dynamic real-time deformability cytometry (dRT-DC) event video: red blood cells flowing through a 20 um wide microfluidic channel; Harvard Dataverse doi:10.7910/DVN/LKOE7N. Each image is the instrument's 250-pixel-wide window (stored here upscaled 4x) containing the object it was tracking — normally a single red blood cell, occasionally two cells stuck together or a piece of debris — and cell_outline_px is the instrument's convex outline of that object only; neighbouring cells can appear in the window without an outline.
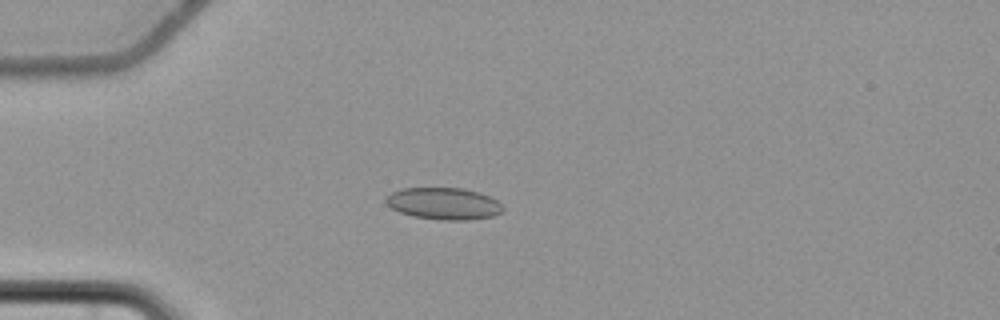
{"species": "common noctule bat (a hibernating species)", "species_latin": "Nyctalus noctula", "temperature_condition": "cold", "stored_images_in_passage": 59, "camera_frame_rate_fps": 3000, "um_per_image_px": 0.085, "animal": {"sex": "female", "body_mass_g": 22.7, "forearm_length_mm": 54.2}, "frame": {"image": 1, "passage_image": 18, "time_ms": 5.667, "image_size_px": [1000, 320], "cell_outline_px": [[504, 212], [492, 216], [468, 220], [440, 220], [412, 216], [400, 212], [392, 208], [384, 200], [392, 192], [400, 188], [464, 188], [480, 192], [496, 200], [504, 208]], "centroid_in_image_um": [37.73, 17.3], "position_along_channel_um": 47.3, "area_um2": 21.79}}
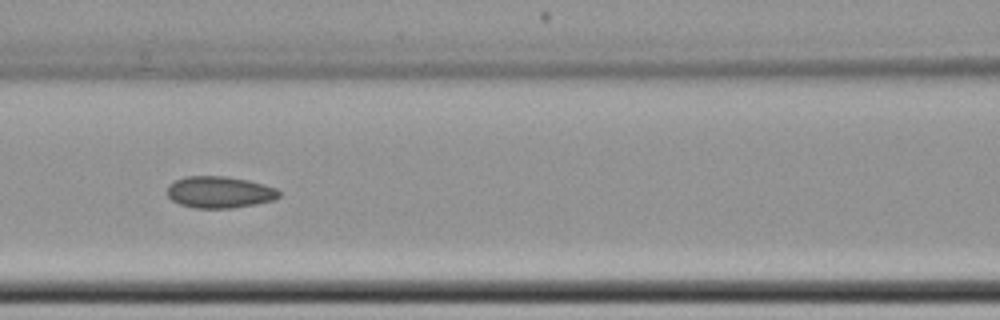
{"frame": {"image": 2, "passage_image": 28, "time_ms": 9.0, "image_size_px": [1000, 320], "cell_outline_px": [[280, 196], [272, 200], [256, 204], [232, 208], [196, 208], [180, 204], [172, 200], [168, 196], [168, 184], [184, 176], [224, 176], [248, 180], [264, 184], [276, 188], [280, 192]], "centroid_in_image_um": [18.66, 16.33], "position_along_channel_um": 147.9, "area_um2": 20.63}}
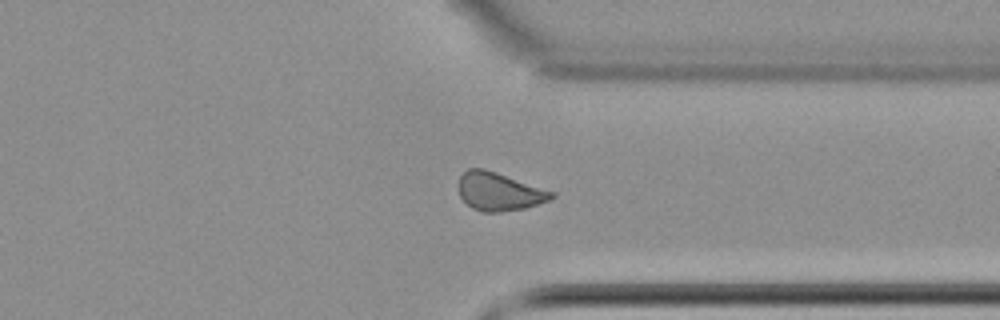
{"frame": {"image": 3, "passage_image": 46, "time_ms": 15.0, "image_size_px": [1000, 320], "cell_outline_px": [[556, 196], [552, 200], [524, 208], [500, 212], [480, 212], [472, 208], [460, 196], [460, 176], [468, 168], [484, 168], [556, 192]], "centroid_in_image_um": [42.47, 16.29], "position_along_channel_um": 368.9, "area_um2": 20.69}, "authors_computed_cell_mechanics": {"area_um2": 21.0392, "velocity_mm_per_s": 3.6821, "shape_relaxation_time_tau1_ms": null, "shape_relaxation_time_tau2_ms": 2.4929, "deformation_change_tau1": null, "deformation_change_tau2": 0.0892}}